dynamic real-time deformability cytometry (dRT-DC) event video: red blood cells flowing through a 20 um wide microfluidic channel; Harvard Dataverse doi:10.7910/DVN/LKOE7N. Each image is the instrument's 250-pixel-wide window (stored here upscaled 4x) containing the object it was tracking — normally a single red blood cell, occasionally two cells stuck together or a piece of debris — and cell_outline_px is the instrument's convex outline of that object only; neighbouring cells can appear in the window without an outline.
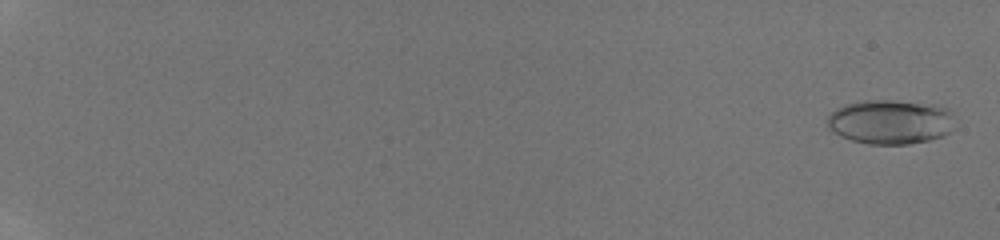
{"species": "human", "species_latin": "Homo sapiens", "temperature_condition": "room temperature", "stored_images_in_passage": 12, "camera_frame_rate_fps": 3000, "um_per_image_px": 0.085, "donor": {"sex": "male"}, "frame": {"image": 1, "passage_image": 1, "time_ms": 0.0, "image_size_px": [1000, 240], "cell_outline_px": [[956, 116], [952, 128], [944, 136], [928, 140], [908, 144], [868, 144], [852, 140], [840, 136], [832, 132], [828, 128], [828, 116], [836, 108], [844, 104], [864, 100], [896, 100], [940, 104], [948, 108]], "centroid_in_image_um": [75.72, 10.34], "position_along_channel_um": 9.3, "area_um2": 33.64}}
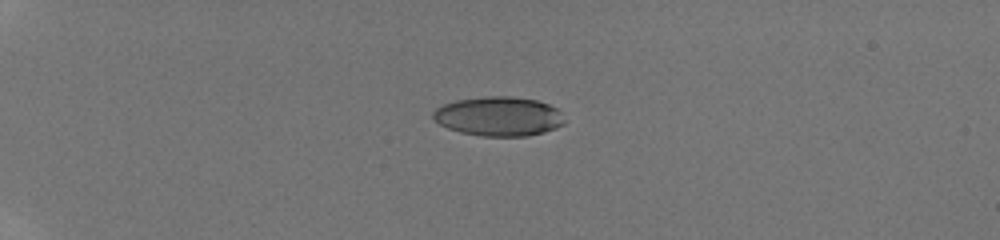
{"frame": {"image": 2, "passage_image": 8, "time_ms": 5.0, "image_size_px": [1000, 240], "cell_outline_px": [[564, 124], [556, 128], [544, 132], [528, 136], [480, 136], [460, 132], [448, 128], [440, 124], [432, 116], [432, 112], [436, 108], [444, 104], [456, 100], [484, 96], [512, 96], [536, 100], [548, 104], [556, 108], [560, 112], [564, 120]], "centroid_in_image_um": [42.39, 9.89], "position_along_channel_um": 42.6, "area_um2": 30.17}}
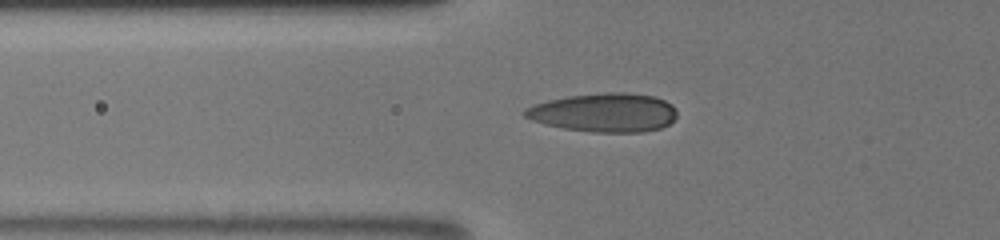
{"frame": {"image": 3, "passage_image": 11, "time_ms": 7.333, "image_size_px": [1000, 240], "cell_outline_px": [[676, 116], [668, 124], [660, 128], [644, 132], [592, 132], [564, 128], [544, 124], [532, 120], [524, 116], [520, 112], [524, 108], [532, 104], [548, 100], [568, 96], [604, 92], [624, 92], [656, 96], [672, 104], [676, 108]], "centroid_in_image_um": [51.33, 9.56], "position_along_channel_um": 74.5, "area_um2": 34.68}}